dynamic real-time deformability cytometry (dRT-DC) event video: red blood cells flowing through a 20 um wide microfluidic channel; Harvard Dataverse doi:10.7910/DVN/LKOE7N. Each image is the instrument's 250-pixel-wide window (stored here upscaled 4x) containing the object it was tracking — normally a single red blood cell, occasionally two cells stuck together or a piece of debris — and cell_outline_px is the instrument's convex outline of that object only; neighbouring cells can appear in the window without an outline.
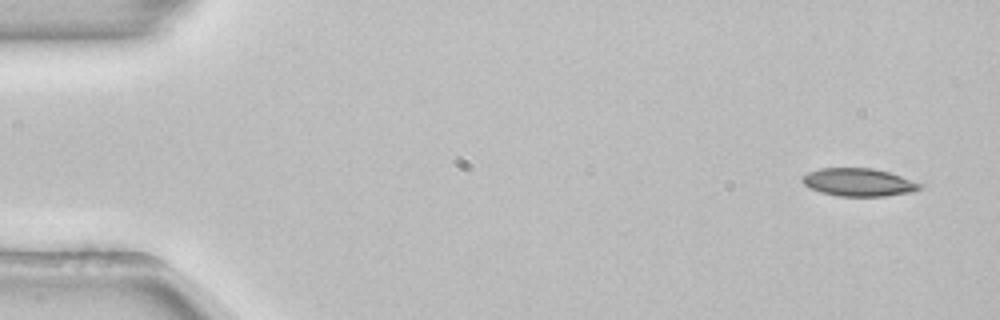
{"species": "common noctule bat (a hibernating species)", "species_latin": "Nyctalus noctula", "temperature_condition": "room temperature", "stored_images_in_passage": 51, "camera_frame_rate_fps": 3000, "um_per_image_px": 0.085, "animal": {"sex": "female", "body_mass_g": 22.7, "forearm_length_mm": 54.2}, "frame": {"image": 1, "passage_image": 1, "time_ms": 0.0, "image_size_px": [1000, 320], "cell_outline_px": [[924, 184], [920, 188], [912, 192], [884, 196], [840, 196], [820, 192], [808, 188], [800, 180], [800, 176], [808, 172], [820, 168], [872, 168], [888, 172]], "centroid_in_image_um": [72.93, 15.49], "position_along_channel_um": 12.1, "area_um2": 19.19}}
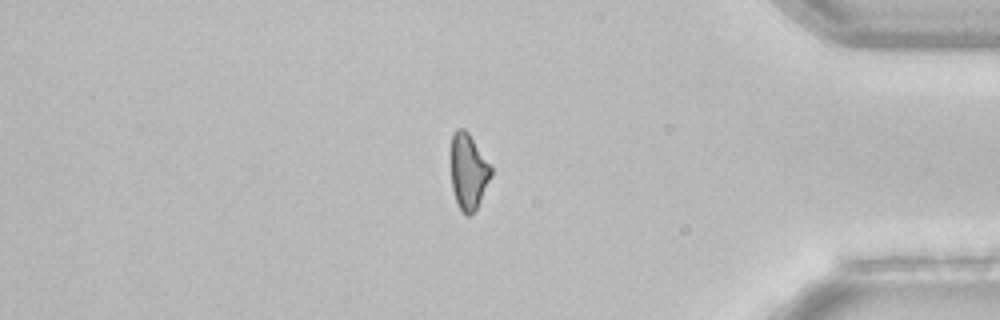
{"frame": {"image": 2, "passage_image": 43, "time_ms": 14.0, "image_size_px": [1000, 320], "cell_outline_px": [[492, 176], [472, 216], [468, 216], [456, 204], [452, 188], [452, 132], [456, 128], [464, 128], [468, 132], [492, 168]], "centroid_in_image_um": [39.81, 14.58], "position_along_channel_um": 395.4, "area_um2": 17.51}}
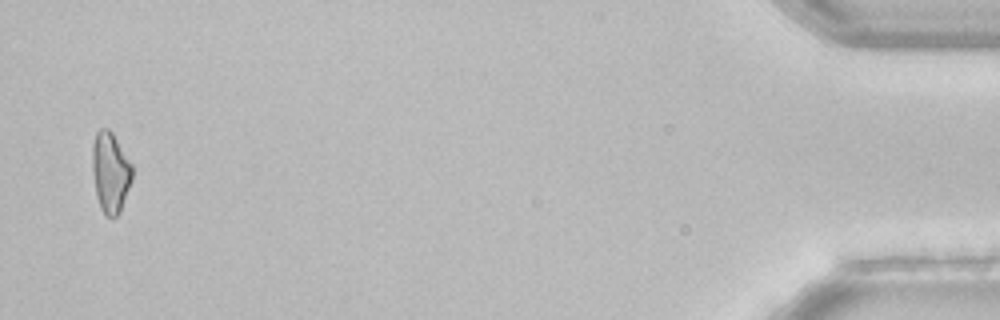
{"frame": {"image": 3, "passage_image": 50, "time_ms": 16.333, "image_size_px": [1000, 320], "cell_outline_px": [[132, 180], [120, 212], [116, 216], [104, 216], [100, 208], [96, 196], [92, 172], [92, 144], [96, 132], [100, 128], [108, 128], [112, 132], [132, 164]], "centroid_in_image_um": [9.37, 14.65], "position_along_channel_um": 425.8, "area_um2": 18.9}}